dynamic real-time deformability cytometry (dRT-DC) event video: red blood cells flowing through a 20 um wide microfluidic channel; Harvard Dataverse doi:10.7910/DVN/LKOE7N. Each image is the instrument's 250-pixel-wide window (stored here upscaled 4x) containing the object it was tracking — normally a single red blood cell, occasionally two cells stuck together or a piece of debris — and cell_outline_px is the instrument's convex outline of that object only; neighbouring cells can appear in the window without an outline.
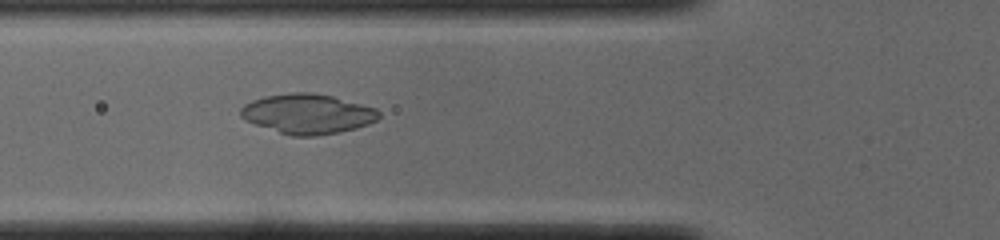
{"species": "common noctule bat (a hibernating species)", "species_latin": "Nyctalus noctula", "temperature_condition": "cold", "stored_images_in_passage": 44, "camera_frame_rate_fps": 3000, "um_per_image_px": 0.085, "animal": {"sex": "male", "body_mass_g": 19.0, "forearm_length_mm": 50.8}, "frame": {"image": 1, "passage_image": 11, "time_ms": 3.333, "image_size_px": [1000, 240], "cell_outline_px": [[380, 116], [376, 120], [368, 124], [356, 128], [340, 132], [312, 136], [292, 136], [244, 120], [240, 116], [240, 108], [244, 104], [252, 100], [264, 96], [292, 92], [312, 92], [332, 96], [376, 108], [380, 112]], "centroid_in_image_um": [26.14, 9.67], "position_along_channel_um": 99.7, "area_um2": 32.02}}
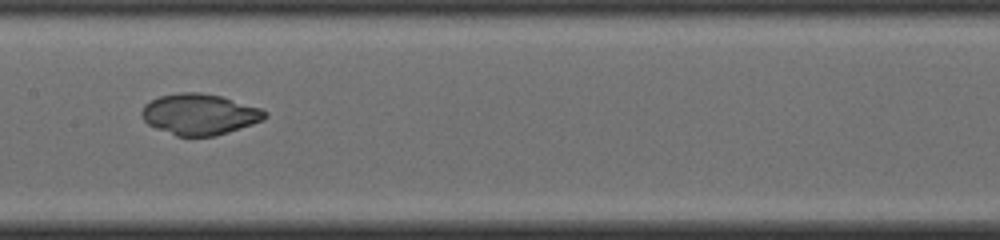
{"frame": {"image": 2, "passage_image": 18, "time_ms": 5.667, "image_size_px": [1000, 240], "cell_outline_px": [[268, 116], [264, 120], [216, 136], [176, 136], [156, 128], [148, 124], [144, 120], [140, 112], [144, 104], [160, 96], [180, 92], [200, 92], [220, 96], [260, 108], [268, 112]], "centroid_in_image_um": [16.96, 9.72], "position_along_channel_um": 190.4, "area_um2": 29.36}}
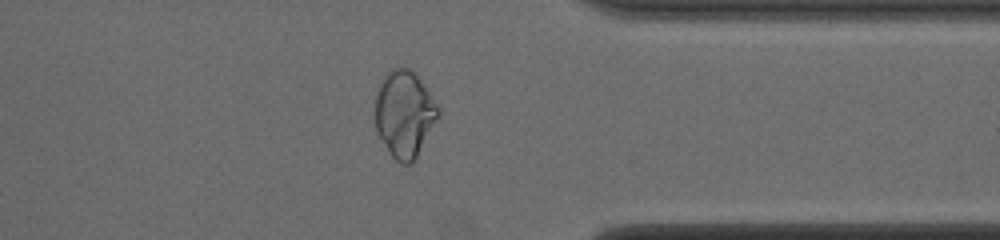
{"frame": {"image": 3, "passage_image": 33, "time_ms": 10.667, "image_size_px": [1000, 240], "cell_outline_px": [[440, 112], [412, 164], [404, 164], [396, 160], [392, 156], [376, 132], [376, 92], [384, 76], [392, 68], [408, 68], [416, 72], [440, 108]], "centroid_in_image_um": [34.37, 9.66], "position_along_channel_um": 377.0, "area_um2": 31.44}}